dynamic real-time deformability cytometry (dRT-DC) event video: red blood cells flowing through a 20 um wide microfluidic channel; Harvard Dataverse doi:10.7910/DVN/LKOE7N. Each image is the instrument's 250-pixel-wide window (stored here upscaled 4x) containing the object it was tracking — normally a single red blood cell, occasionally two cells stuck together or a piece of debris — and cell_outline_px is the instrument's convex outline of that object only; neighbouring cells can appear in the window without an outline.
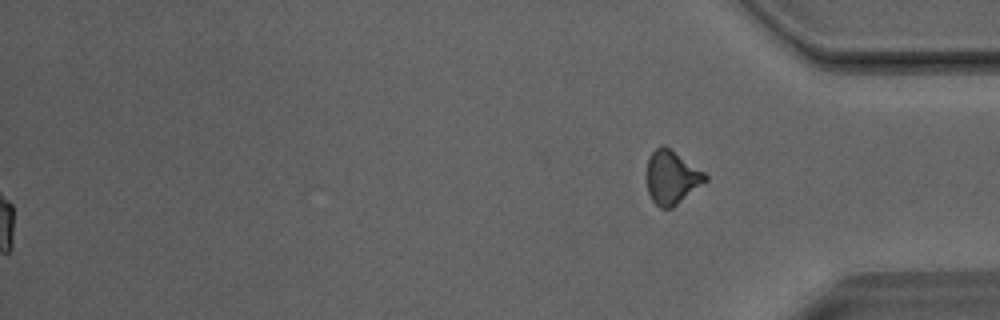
{"species": "Egyptian fruit bat (a non-hibernating species)", "species_latin": "Rousettus aegyptiacus", "temperature_condition": "room temperature", "stored_images_in_passage": 41, "segment_of_instrument_passage": [2, 2], "camera_frame_rate_fps": 3000, "um_per_image_px": 0.085, "animal": {"sex": "male"}, "frame": {"image": 1, "passage_image": 41, "time_ms": 13.333, "image_size_px": [1000, 320], "cell_outline_px": [[708, 180], [672, 208], [660, 208], [652, 200], [648, 192], [648, 160], [652, 152], [660, 144], [664, 144], [704, 172], [708, 176]], "centroid_in_image_um": [57.11, 15.07], "position_along_channel_um": 378.1, "area_um2": 18.03}}